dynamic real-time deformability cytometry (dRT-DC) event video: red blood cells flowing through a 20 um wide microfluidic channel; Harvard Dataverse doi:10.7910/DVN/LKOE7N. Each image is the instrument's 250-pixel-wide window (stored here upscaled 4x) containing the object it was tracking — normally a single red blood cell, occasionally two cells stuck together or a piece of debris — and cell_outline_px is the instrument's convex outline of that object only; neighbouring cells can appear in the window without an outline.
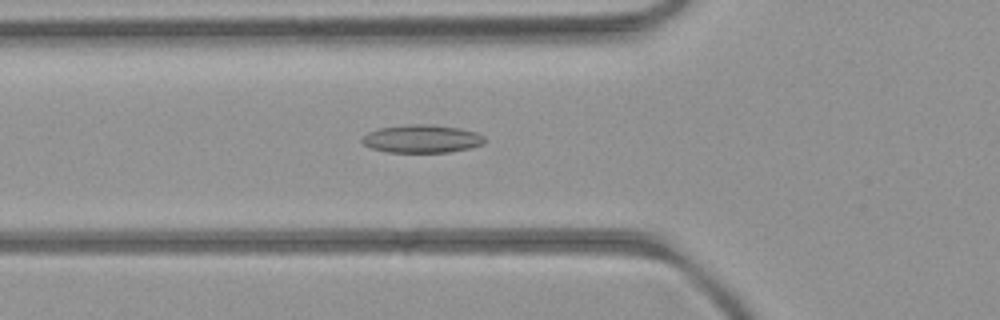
{"species": "common noctule bat (a hibernating species)", "species_latin": "Nyctalus noctula", "temperature_condition": "room temperature", "stored_images_in_passage": 42, "camera_frame_rate_fps": 3000, "um_per_image_px": 0.085, "animal": {"sex": "female", "body_mass_g": 21.9}, "frame": {"image": 1, "passage_image": 15, "time_ms": 4.667, "image_size_px": [1000, 320], "cell_outline_px": [[484, 144], [472, 148], [448, 152], [388, 152], [372, 148], [364, 144], [360, 140], [360, 136], [376, 128], [408, 124], [432, 124], [456, 128], [476, 132], [484, 136]], "centroid_in_image_um": [35.82, 11.79], "position_along_channel_um": 90.0, "area_um2": 20.17}}
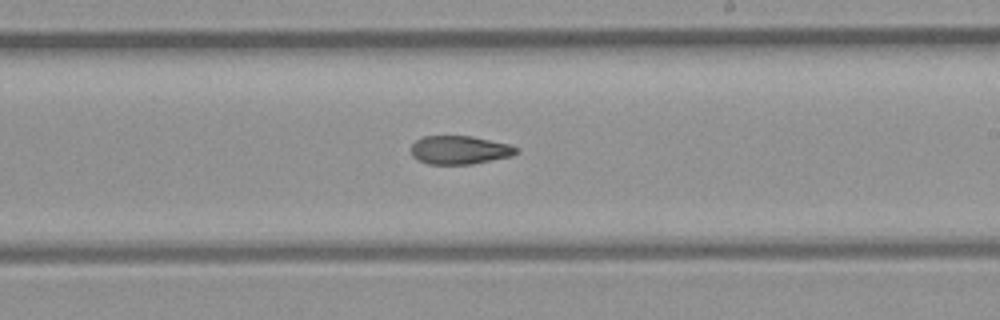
{"frame": {"image": 2, "passage_image": 27, "time_ms": 8.667, "image_size_px": [1000, 320], "cell_outline_px": [[520, 152], [512, 156], [472, 164], [428, 164], [412, 156], [412, 144], [416, 140], [424, 136], [472, 136], [508, 144], [520, 148]], "centroid_in_image_um": [39.11, 12.75], "position_along_channel_um": 249.9, "area_um2": 17.46}}
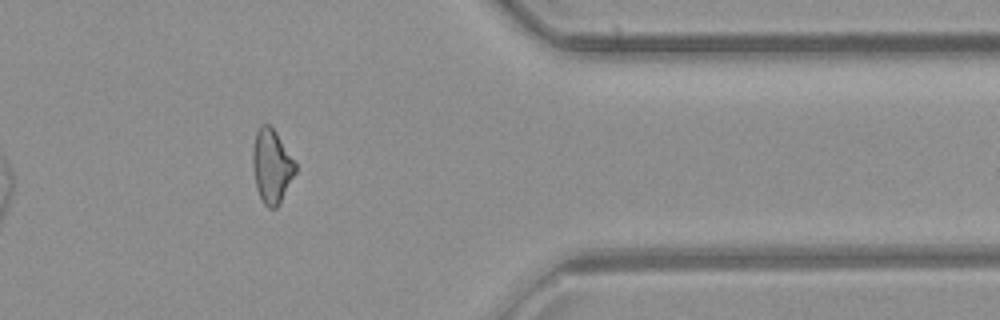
{"frame": {"image": 3, "passage_image": 39, "time_ms": 12.667, "image_size_px": [1000, 320], "cell_outline_px": [[296, 172], [276, 208], [268, 208], [264, 204], [256, 188], [252, 168], [252, 152], [256, 132], [260, 124], [268, 124], [276, 132], [296, 160]], "centroid_in_image_um": [23.09, 14.09], "position_along_channel_um": 388.3, "area_um2": 18.44}, "authors_computed_cell_mechanics": {"area_um2": 18.4671, "velocity_mm_per_s": 3.9865, "shape_relaxation_time_tau1_ms": null, "shape_relaxation_time_tau2_ms": 6.5952, "deformation_change_tau1": null, "deformation_change_tau2": 0.152}}